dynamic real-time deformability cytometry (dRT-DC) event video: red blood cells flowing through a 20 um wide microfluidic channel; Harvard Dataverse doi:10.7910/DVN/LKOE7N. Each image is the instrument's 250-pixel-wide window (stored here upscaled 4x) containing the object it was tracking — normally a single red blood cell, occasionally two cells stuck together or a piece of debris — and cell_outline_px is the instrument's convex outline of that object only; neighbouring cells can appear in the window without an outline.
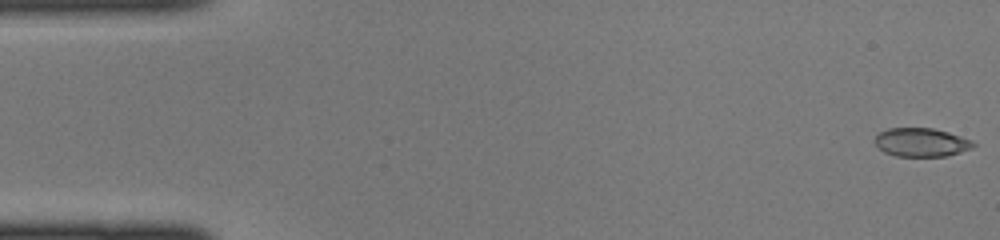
{"species": "common noctule bat (a hibernating species)", "species_latin": "Nyctalus noctula", "temperature_condition": "cold", "stored_images_in_passage": 43, "camera_frame_rate_fps": 3000, "um_per_image_px": 0.085, "animal": {"sex": "female", "body_mass_g": 22.0, "forearm_length_mm": 56.7}, "frame": {"image": 1, "passage_image": 1, "time_ms": 0.0, "image_size_px": [1000, 240], "cell_outline_px": [[976, 144], [972, 148], [948, 156], [896, 156], [884, 152], [872, 140], [880, 132], [888, 128], [932, 128], [948, 132], [972, 140]], "centroid_in_image_um": [78.31, 12.1], "position_along_channel_um": 6.7, "area_um2": 16.42}}
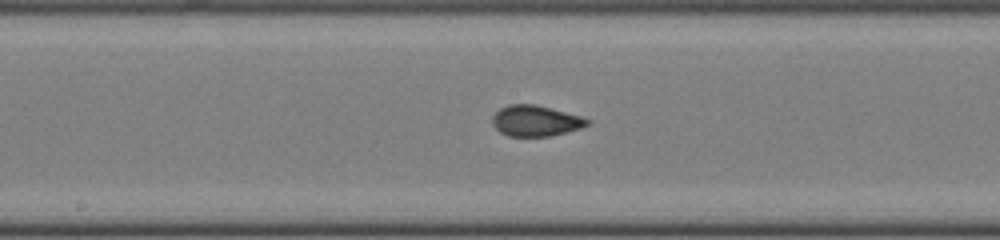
{"frame": {"image": 2, "passage_image": 23, "time_ms": 7.333, "image_size_px": [1000, 240], "cell_outline_px": [[592, 124], [568, 132], [548, 136], [508, 136], [500, 132], [492, 124], [492, 116], [500, 108], [508, 104], [536, 104], [552, 108], [580, 116], [592, 120]], "centroid_in_image_um": [45.55, 10.26], "position_along_channel_um": 202.7, "area_um2": 17.22}}
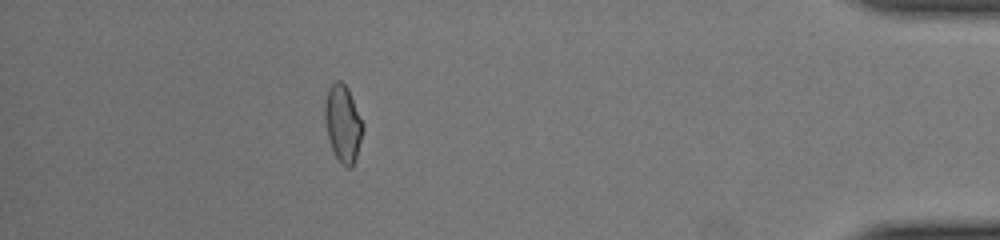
{"frame": {"image": 3, "passage_image": 40, "time_ms": 13.0, "image_size_px": [1000, 240], "cell_outline_px": [[364, 128], [356, 156], [352, 168], [344, 168], [340, 164], [332, 148], [328, 136], [324, 120], [324, 100], [328, 88], [336, 80], [340, 80], [348, 88], [364, 124]], "centroid_in_image_um": [29.14, 10.49], "position_along_channel_um": 406.1, "area_um2": 17.22}}